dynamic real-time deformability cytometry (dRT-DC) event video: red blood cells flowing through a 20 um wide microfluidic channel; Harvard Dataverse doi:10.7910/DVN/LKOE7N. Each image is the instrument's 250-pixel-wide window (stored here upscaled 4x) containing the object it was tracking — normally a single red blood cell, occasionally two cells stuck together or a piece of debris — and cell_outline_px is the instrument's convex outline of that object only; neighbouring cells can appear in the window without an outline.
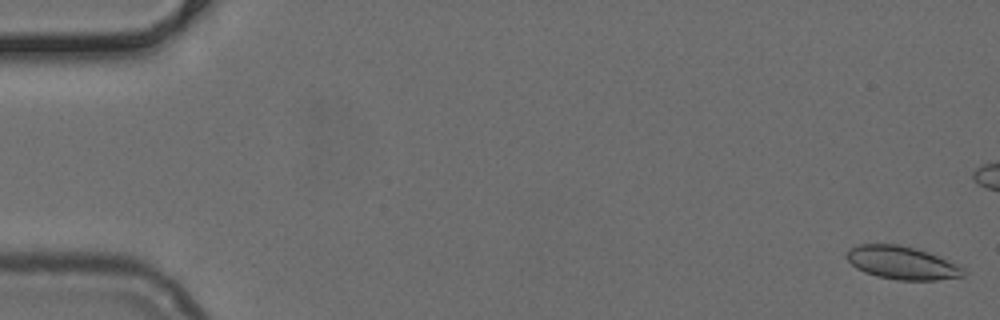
{"species": "common noctule bat (a hibernating species)", "species_latin": "Nyctalus noctula", "temperature_condition": "cold", "stored_images_in_passage": 30, "camera_frame_rate_fps": 3000, "um_per_image_px": 0.085, "animal": {"sex": "female", "body_mass_g": 24.6, "forearm_length_mm": 56.2}, "frame": {"image": 1, "passage_image": 1, "time_ms": 0.0, "image_size_px": [1000, 320], "cell_outline_px": [[968, 272], [964, 276], [936, 280], [896, 280], [876, 276], [864, 272], [856, 268], [844, 256], [844, 252], [848, 248], [860, 244], [900, 244], [916, 248], [928, 252], [960, 264]], "centroid_in_image_um": [76.68, 22.33], "position_along_channel_um": 8.3, "area_um2": 23.0}}